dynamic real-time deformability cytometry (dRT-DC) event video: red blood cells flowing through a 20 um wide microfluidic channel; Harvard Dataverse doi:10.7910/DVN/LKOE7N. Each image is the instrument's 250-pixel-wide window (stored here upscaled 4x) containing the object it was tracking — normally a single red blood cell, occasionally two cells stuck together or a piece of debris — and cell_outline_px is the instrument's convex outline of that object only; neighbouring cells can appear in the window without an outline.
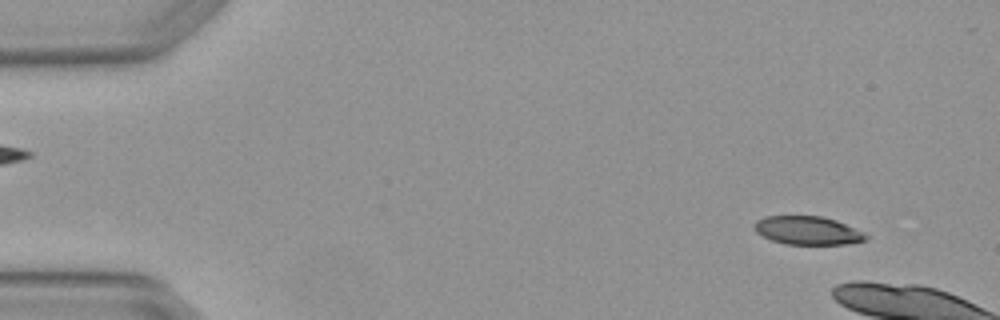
{"species": "Egyptian fruit bat (a non-hibernating species)", "species_latin": "Rousettus aegyptiacus", "temperature_condition": "warm", "stored_images_in_passage": 6, "camera_frame_rate_fps": 3000, "um_per_image_px": 0.085, "animal": {"sex": "female"}, "frame": {"image": 1, "passage_image": 1, "time_ms": 0.0, "image_size_px": [1000, 320], "cell_outline_px": [[868, 236], [864, 240], [848, 244], [784, 244], [772, 240], [756, 232], [752, 228], [752, 224], [756, 220], [764, 216], [820, 216], [836, 220], [864, 232]], "centroid_in_image_um": [68.6, 19.58], "position_along_channel_um": 16.4, "area_um2": 18.5}}
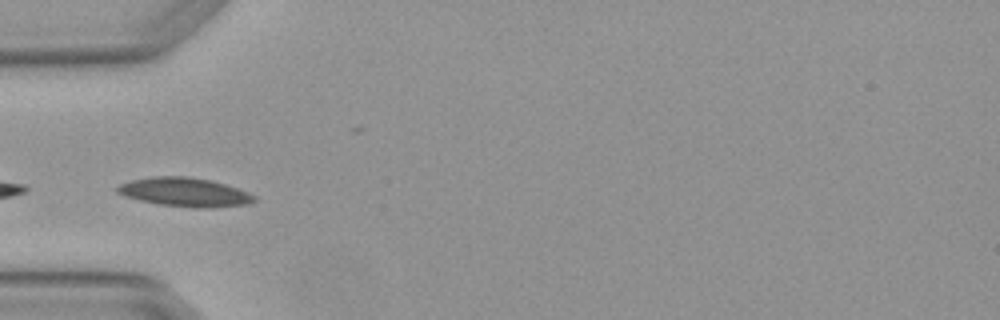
{"frame": {"image": 2, "passage_image": 6, "time_ms": 1.667, "image_size_px": [1000, 320], "cell_outline_px": [[256, 200], [248, 204], [208, 208], [200, 208], [160, 204], [140, 200], [124, 196], [116, 192], [116, 188], [120, 184], [132, 180], [152, 176], [188, 176], [212, 180], [248, 192], [256, 196]], "centroid_in_image_um": [15.7, 16.32], "position_along_channel_um": 69.3, "area_um2": 22.95}}